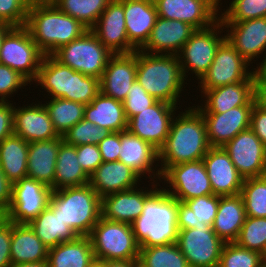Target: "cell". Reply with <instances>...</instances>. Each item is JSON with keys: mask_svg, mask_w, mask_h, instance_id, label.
I'll return each instance as SVG.
<instances>
[{"mask_svg": "<svg viewBox=\"0 0 266 267\" xmlns=\"http://www.w3.org/2000/svg\"><path fill=\"white\" fill-rule=\"evenodd\" d=\"M48 251L28 224L12 223L11 264L47 261Z\"/></svg>", "mask_w": 266, "mask_h": 267, "instance_id": "34", "label": "cell"}, {"mask_svg": "<svg viewBox=\"0 0 266 267\" xmlns=\"http://www.w3.org/2000/svg\"><path fill=\"white\" fill-rule=\"evenodd\" d=\"M136 80L156 100L176 106L180 104L185 79L177 55L137 50Z\"/></svg>", "mask_w": 266, "mask_h": 267, "instance_id": "4", "label": "cell"}, {"mask_svg": "<svg viewBox=\"0 0 266 267\" xmlns=\"http://www.w3.org/2000/svg\"><path fill=\"white\" fill-rule=\"evenodd\" d=\"M223 149L244 178L261 177L266 166V146L248 128L238 133Z\"/></svg>", "mask_w": 266, "mask_h": 267, "instance_id": "16", "label": "cell"}, {"mask_svg": "<svg viewBox=\"0 0 266 267\" xmlns=\"http://www.w3.org/2000/svg\"><path fill=\"white\" fill-rule=\"evenodd\" d=\"M161 179L169 187H163L164 190L181 202L214 195L203 160L172 165L162 174Z\"/></svg>", "mask_w": 266, "mask_h": 267, "instance_id": "11", "label": "cell"}, {"mask_svg": "<svg viewBox=\"0 0 266 267\" xmlns=\"http://www.w3.org/2000/svg\"><path fill=\"white\" fill-rule=\"evenodd\" d=\"M235 242L245 249L260 252L266 257V217L246 216Z\"/></svg>", "mask_w": 266, "mask_h": 267, "instance_id": "43", "label": "cell"}, {"mask_svg": "<svg viewBox=\"0 0 266 267\" xmlns=\"http://www.w3.org/2000/svg\"><path fill=\"white\" fill-rule=\"evenodd\" d=\"M29 3L51 2L52 0H27Z\"/></svg>", "mask_w": 266, "mask_h": 267, "instance_id": "65", "label": "cell"}, {"mask_svg": "<svg viewBox=\"0 0 266 267\" xmlns=\"http://www.w3.org/2000/svg\"><path fill=\"white\" fill-rule=\"evenodd\" d=\"M150 189L138 186L101 198V217L116 222L132 224L143 212L146 200L158 189L159 182H151ZM146 189V190H144ZM150 190V191H149Z\"/></svg>", "mask_w": 266, "mask_h": 267, "instance_id": "18", "label": "cell"}, {"mask_svg": "<svg viewBox=\"0 0 266 267\" xmlns=\"http://www.w3.org/2000/svg\"><path fill=\"white\" fill-rule=\"evenodd\" d=\"M28 225L49 249L62 242H69L79 237L74 229L64 224L58 215V209L50 202Z\"/></svg>", "mask_w": 266, "mask_h": 267, "instance_id": "32", "label": "cell"}, {"mask_svg": "<svg viewBox=\"0 0 266 267\" xmlns=\"http://www.w3.org/2000/svg\"><path fill=\"white\" fill-rule=\"evenodd\" d=\"M29 143L14 133L0 142V167L13 184L27 177Z\"/></svg>", "mask_w": 266, "mask_h": 267, "instance_id": "37", "label": "cell"}, {"mask_svg": "<svg viewBox=\"0 0 266 267\" xmlns=\"http://www.w3.org/2000/svg\"><path fill=\"white\" fill-rule=\"evenodd\" d=\"M25 27L44 55H51L88 30L81 22L60 11L52 2L30 3Z\"/></svg>", "mask_w": 266, "mask_h": 267, "instance_id": "2", "label": "cell"}, {"mask_svg": "<svg viewBox=\"0 0 266 267\" xmlns=\"http://www.w3.org/2000/svg\"><path fill=\"white\" fill-rule=\"evenodd\" d=\"M253 100L258 108L266 111V84H254Z\"/></svg>", "mask_w": 266, "mask_h": 267, "instance_id": "57", "label": "cell"}, {"mask_svg": "<svg viewBox=\"0 0 266 267\" xmlns=\"http://www.w3.org/2000/svg\"><path fill=\"white\" fill-rule=\"evenodd\" d=\"M246 218L241 194L220 196L212 229L225 243L235 242Z\"/></svg>", "mask_w": 266, "mask_h": 267, "instance_id": "30", "label": "cell"}, {"mask_svg": "<svg viewBox=\"0 0 266 267\" xmlns=\"http://www.w3.org/2000/svg\"><path fill=\"white\" fill-rule=\"evenodd\" d=\"M43 57L25 26L13 27L2 41L0 63L17 71L29 83L36 80Z\"/></svg>", "mask_w": 266, "mask_h": 267, "instance_id": "9", "label": "cell"}, {"mask_svg": "<svg viewBox=\"0 0 266 267\" xmlns=\"http://www.w3.org/2000/svg\"><path fill=\"white\" fill-rule=\"evenodd\" d=\"M62 142L61 135L51 140L29 142L27 177L49 186L52 191L54 190L55 164Z\"/></svg>", "mask_w": 266, "mask_h": 267, "instance_id": "29", "label": "cell"}, {"mask_svg": "<svg viewBox=\"0 0 266 267\" xmlns=\"http://www.w3.org/2000/svg\"><path fill=\"white\" fill-rule=\"evenodd\" d=\"M222 24L227 28L228 42L249 64L264 52L266 54V17Z\"/></svg>", "mask_w": 266, "mask_h": 267, "instance_id": "19", "label": "cell"}, {"mask_svg": "<svg viewBox=\"0 0 266 267\" xmlns=\"http://www.w3.org/2000/svg\"><path fill=\"white\" fill-rule=\"evenodd\" d=\"M137 50L129 54H113L100 78V92L123 102L136 80Z\"/></svg>", "mask_w": 266, "mask_h": 267, "instance_id": "20", "label": "cell"}, {"mask_svg": "<svg viewBox=\"0 0 266 267\" xmlns=\"http://www.w3.org/2000/svg\"><path fill=\"white\" fill-rule=\"evenodd\" d=\"M132 267H147V266L142 261L137 259L133 261Z\"/></svg>", "mask_w": 266, "mask_h": 267, "instance_id": "63", "label": "cell"}, {"mask_svg": "<svg viewBox=\"0 0 266 267\" xmlns=\"http://www.w3.org/2000/svg\"><path fill=\"white\" fill-rule=\"evenodd\" d=\"M194 31L185 22L158 16L148 40L139 50L150 54L177 55Z\"/></svg>", "mask_w": 266, "mask_h": 267, "instance_id": "24", "label": "cell"}, {"mask_svg": "<svg viewBox=\"0 0 266 267\" xmlns=\"http://www.w3.org/2000/svg\"><path fill=\"white\" fill-rule=\"evenodd\" d=\"M250 64L225 39L218 47L214 60L198 84L199 89H213L236 82L247 81L252 77Z\"/></svg>", "mask_w": 266, "mask_h": 267, "instance_id": "13", "label": "cell"}, {"mask_svg": "<svg viewBox=\"0 0 266 267\" xmlns=\"http://www.w3.org/2000/svg\"><path fill=\"white\" fill-rule=\"evenodd\" d=\"M100 93V79L71 68L70 101L89 104Z\"/></svg>", "mask_w": 266, "mask_h": 267, "instance_id": "47", "label": "cell"}, {"mask_svg": "<svg viewBox=\"0 0 266 267\" xmlns=\"http://www.w3.org/2000/svg\"><path fill=\"white\" fill-rule=\"evenodd\" d=\"M95 260H137L140 246L132 225L100 217L89 235Z\"/></svg>", "mask_w": 266, "mask_h": 267, "instance_id": "6", "label": "cell"}, {"mask_svg": "<svg viewBox=\"0 0 266 267\" xmlns=\"http://www.w3.org/2000/svg\"><path fill=\"white\" fill-rule=\"evenodd\" d=\"M250 129L266 146V111L258 108L255 104L251 113Z\"/></svg>", "mask_w": 266, "mask_h": 267, "instance_id": "55", "label": "cell"}, {"mask_svg": "<svg viewBox=\"0 0 266 267\" xmlns=\"http://www.w3.org/2000/svg\"><path fill=\"white\" fill-rule=\"evenodd\" d=\"M84 119L101 126L108 132H122L127 130L128 120L123 102L103 95L101 92L85 105Z\"/></svg>", "mask_w": 266, "mask_h": 267, "instance_id": "31", "label": "cell"}, {"mask_svg": "<svg viewBox=\"0 0 266 267\" xmlns=\"http://www.w3.org/2000/svg\"><path fill=\"white\" fill-rule=\"evenodd\" d=\"M253 76L247 81L236 82L213 89H201L204 104L197 105L200 113H224L234 107L254 106Z\"/></svg>", "mask_w": 266, "mask_h": 267, "instance_id": "26", "label": "cell"}, {"mask_svg": "<svg viewBox=\"0 0 266 267\" xmlns=\"http://www.w3.org/2000/svg\"><path fill=\"white\" fill-rule=\"evenodd\" d=\"M50 98L70 100L71 68L57 61L52 55H44L34 81Z\"/></svg>", "mask_w": 266, "mask_h": 267, "instance_id": "36", "label": "cell"}, {"mask_svg": "<svg viewBox=\"0 0 266 267\" xmlns=\"http://www.w3.org/2000/svg\"><path fill=\"white\" fill-rule=\"evenodd\" d=\"M109 132L91 121L82 119L63 134V141L69 145L79 146L83 144L100 143Z\"/></svg>", "mask_w": 266, "mask_h": 267, "instance_id": "46", "label": "cell"}, {"mask_svg": "<svg viewBox=\"0 0 266 267\" xmlns=\"http://www.w3.org/2000/svg\"><path fill=\"white\" fill-rule=\"evenodd\" d=\"M12 186L13 184L7 179L0 167V209L5 213H7L11 203Z\"/></svg>", "mask_w": 266, "mask_h": 267, "instance_id": "56", "label": "cell"}, {"mask_svg": "<svg viewBox=\"0 0 266 267\" xmlns=\"http://www.w3.org/2000/svg\"><path fill=\"white\" fill-rule=\"evenodd\" d=\"M6 219V213L0 209V223Z\"/></svg>", "mask_w": 266, "mask_h": 267, "instance_id": "64", "label": "cell"}, {"mask_svg": "<svg viewBox=\"0 0 266 267\" xmlns=\"http://www.w3.org/2000/svg\"><path fill=\"white\" fill-rule=\"evenodd\" d=\"M56 132L63 136L71 127L84 119L85 104L62 98H51L44 104Z\"/></svg>", "mask_w": 266, "mask_h": 267, "instance_id": "39", "label": "cell"}, {"mask_svg": "<svg viewBox=\"0 0 266 267\" xmlns=\"http://www.w3.org/2000/svg\"><path fill=\"white\" fill-rule=\"evenodd\" d=\"M52 189L29 177L13 183L12 198L6 218L16 224H29L47 206Z\"/></svg>", "mask_w": 266, "mask_h": 267, "instance_id": "12", "label": "cell"}, {"mask_svg": "<svg viewBox=\"0 0 266 267\" xmlns=\"http://www.w3.org/2000/svg\"><path fill=\"white\" fill-rule=\"evenodd\" d=\"M13 28V26L8 25L2 21H0V50H1V44L5 37V35Z\"/></svg>", "mask_w": 266, "mask_h": 267, "instance_id": "61", "label": "cell"}, {"mask_svg": "<svg viewBox=\"0 0 266 267\" xmlns=\"http://www.w3.org/2000/svg\"><path fill=\"white\" fill-rule=\"evenodd\" d=\"M203 161L214 195L228 196L241 193L244 178L236 170L223 147H210Z\"/></svg>", "mask_w": 266, "mask_h": 267, "instance_id": "22", "label": "cell"}, {"mask_svg": "<svg viewBox=\"0 0 266 267\" xmlns=\"http://www.w3.org/2000/svg\"><path fill=\"white\" fill-rule=\"evenodd\" d=\"M263 176L265 177V179H266V166H265V171H264V174H263Z\"/></svg>", "mask_w": 266, "mask_h": 267, "instance_id": "67", "label": "cell"}, {"mask_svg": "<svg viewBox=\"0 0 266 267\" xmlns=\"http://www.w3.org/2000/svg\"><path fill=\"white\" fill-rule=\"evenodd\" d=\"M140 181L141 177L120 161L102 162L89 176V185L101 198L136 188Z\"/></svg>", "mask_w": 266, "mask_h": 267, "instance_id": "27", "label": "cell"}, {"mask_svg": "<svg viewBox=\"0 0 266 267\" xmlns=\"http://www.w3.org/2000/svg\"><path fill=\"white\" fill-rule=\"evenodd\" d=\"M111 0H52L62 12L91 29Z\"/></svg>", "mask_w": 266, "mask_h": 267, "instance_id": "40", "label": "cell"}, {"mask_svg": "<svg viewBox=\"0 0 266 267\" xmlns=\"http://www.w3.org/2000/svg\"><path fill=\"white\" fill-rule=\"evenodd\" d=\"M27 0H0V21L13 27H23L27 22Z\"/></svg>", "mask_w": 266, "mask_h": 267, "instance_id": "48", "label": "cell"}, {"mask_svg": "<svg viewBox=\"0 0 266 267\" xmlns=\"http://www.w3.org/2000/svg\"><path fill=\"white\" fill-rule=\"evenodd\" d=\"M179 113L174 116L168 137L159 149L158 166L162 174L172 165L203 160L210 148L206 124L196 106Z\"/></svg>", "mask_w": 266, "mask_h": 267, "instance_id": "1", "label": "cell"}, {"mask_svg": "<svg viewBox=\"0 0 266 267\" xmlns=\"http://www.w3.org/2000/svg\"><path fill=\"white\" fill-rule=\"evenodd\" d=\"M118 161L123 162L142 178L145 177V174H148L149 177L147 178H152L153 176V180L151 179L150 181L157 182L159 180L162 182L161 170L155 171L157 166L154 164L156 161L159 164V151L150 143L130 133L128 130L120 132Z\"/></svg>", "mask_w": 266, "mask_h": 267, "instance_id": "21", "label": "cell"}, {"mask_svg": "<svg viewBox=\"0 0 266 267\" xmlns=\"http://www.w3.org/2000/svg\"><path fill=\"white\" fill-rule=\"evenodd\" d=\"M176 244L190 267H218L225 242L212 226L202 222L192 229L178 230Z\"/></svg>", "mask_w": 266, "mask_h": 267, "instance_id": "10", "label": "cell"}, {"mask_svg": "<svg viewBox=\"0 0 266 267\" xmlns=\"http://www.w3.org/2000/svg\"><path fill=\"white\" fill-rule=\"evenodd\" d=\"M90 267H106V261L95 260Z\"/></svg>", "mask_w": 266, "mask_h": 267, "instance_id": "62", "label": "cell"}, {"mask_svg": "<svg viewBox=\"0 0 266 267\" xmlns=\"http://www.w3.org/2000/svg\"><path fill=\"white\" fill-rule=\"evenodd\" d=\"M223 29L225 28L219 19L210 27L196 29L191 34L190 39L177 54L185 80L188 71L194 73L198 81L208 71L218 47L226 39L225 34L221 35Z\"/></svg>", "mask_w": 266, "mask_h": 267, "instance_id": "8", "label": "cell"}, {"mask_svg": "<svg viewBox=\"0 0 266 267\" xmlns=\"http://www.w3.org/2000/svg\"><path fill=\"white\" fill-rule=\"evenodd\" d=\"M139 260L147 267H190L176 243L140 247Z\"/></svg>", "mask_w": 266, "mask_h": 267, "instance_id": "41", "label": "cell"}, {"mask_svg": "<svg viewBox=\"0 0 266 267\" xmlns=\"http://www.w3.org/2000/svg\"><path fill=\"white\" fill-rule=\"evenodd\" d=\"M78 163L84 172L90 176L103 162L98 145L83 144L76 146Z\"/></svg>", "mask_w": 266, "mask_h": 267, "instance_id": "51", "label": "cell"}, {"mask_svg": "<svg viewBox=\"0 0 266 267\" xmlns=\"http://www.w3.org/2000/svg\"><path fill=\"white\" fill-rule=\"evenodd\" d=\"M131 225L140 247L176 243L177 199L163 187L158 188L146 200L142 214Z\"/></svg>", "mask_w": 266, "mask_h": 267, "instance_id": "3", "label": "cell"}, {"mask_svg": "<svg viewBox=\"0 0 266 267\" xmlns=\"http://www.w3.org/2000/svg\"><path fill=\"white\" fill-rule=\"evenodd\" d=\"M124 17L129 42L139 50L148 40L158 17L153 0H124Z\"/></svg>", "mask_w": 266, "mask_h": 267, "instance_id": "28", "label": "cell"}, {"mask_svg": "<svg viewBox=\"0 0 266 267\" xmlns=\"http://www.w3.org/2000/svg\"><path fill=\"white\" fill-rule=\"evenodd\" d=\"M49 202L79 236H89L101 217V197L89 184L53 190Z\"/></svg>", "mask_w": 266, "mask_h": 267, "instance_id": "5", "label": "cell"}, {"mask_svg": "<svg viewBox=\"0 0 266 267\" xmlns=\"http://www.w3.org/2000/svg\"><path fill=\"white\" fill-rule=\"evenodd\" d=\"M97 145L102 155L103 162L119 160L120 132H109Z\"/></svg>", "mask_w": 266, "mask_h": 267, "instance_id": "52", "label": "cell"}, {"mask_svg": "<svg viewBox=\"0 0 266 267\" xmlns=\"http://www.w3.org/2000/svg\"><path fill=\"white\" fill-rule=\"evenodd\" d=\"M95 261L91 239L79 236L77 239L62 242L48 251V267H90Z\"/></svg>", "mask_w": 266, "mask_h": 267, "instance_id": "35", "label": "cell"}, {"mask_svg": "<svg viewBox=\"0 0 266 267\" xmlns=\"http://www.w3.org/2000/svg\"><path fill=\"white\" fill-rule=\"evenodd\" d=\"M221 0H153L158 16L205 29L219 20Z\"/></svg>", "mask_w": 266, "mask_h": 267, "instance_id": "15", "label": "cell"}, {"mask_svg": "<svg viewBox=\"0 0 266 267\" xmlns=\"http://www.w3.org/2000/svg\"><path fill=\"white\" fill-rule=\"evenodd\" d=\"M134 260H108L106 267H132Z\"/></svg>", "mask_w": 266, "mask_h": 267, "instance_id": "59", "label": "cell"}, {"mask_svg": "<svg viewBox=\"0 0 266 267\" xmlns=\"http://www.w3.org/2000/svg\"><path fill=\"white\" fill-rule=\"evenodd\" d=\"M124 16V0H111L90 29L112 54H129L137 50L128 40Z\"/></svg>", "mask_w": 266, "mask_h": 267, "instance_id": "17", "label": "cell"}, {"mask_svg": "<svg viewBox=\"0 0 266 267\" xmlns=\"http://www.w3.org/2000/svg\"><path fill=\"white\" fill-rule=\"evenodd\" d=\"M14 134L26 142H37L54 139L60 136L51 121L44 104H29L17 107L13 111Z\"/></svg>", "mask_w": 266, "mask_h": 267, "instance_id": "25", "label": "cell"}, {"mask_svg": "<svg viewBox=\"0 0 266 267\" xmlns=\"http://www.w3.org/2000/svg\"><path fill=\"white\" fill-rule=\"evenodd\" d=\"M263 58L261 64H257V67L252 69L254 84H266V54H263Z\"/></svg>", "mask_w": 266, "mask_h": 267, "instance_id": "58", "label": "cell"}, {"mask_svg": "<svg viewBox=\"0 0 266 267\" xmlns=\"http://www.w3.org/2000/svg\"><path fill=\"white\" fill-rule=\"evenodd\" d=\"M10 267H48L47 261L12 264Z\"/></svg>", "mask_w": 266, "mask_h": 267, "instance_id": "60", "label": "cell"}, {"mask_svg": "<svg viewBox=\"0 0 266 267\" xmlns=\"http://www.w3.org/2000/svg\"><path fill=\"white\" fill-rule=\"evenodd\" d=\"M156 101L157 100L150 96L138 81L135 80L128 90L127 98L123 101L127 120L147 109V107L152 106Z\"/></svg>", "mask_w": 266, "mask_h": 267, "instance_id": "49", "label": "cell"}, {"mask_svg": "<svg viewBox=\"0 0 266 267\" xmlns=\"http://www.w3.org/2000/svg\"><path fill=\"white\" fill-rule=\"evenodd\" d=\"M219 199V195H204L184 202L177 200L178 230L192 229L202 222L213 226Z\"/></svg>", "mask_w": 266, "mask_h": 267, "instance_id": "33", "label": "cell"}, {"mask_svg": "<svg viewBox=\"0 0 266 267\" xmlns=\"http://www.w3.org/2000/svg\"><path fill=\"white\" fill-rule=\"evenodd\" d=\"M253 106H239L224 113H201L210 147H223L238 133L250 128Z\"/></svg>", "mask_w": 266, "mask_h": 267, "instance_id": "23", "label": "cell"}, {"mask_svg": "<svg viewBox=\"0 0 266 267\" xmlns=\"http://www.w3.org/2000/svg\"><path fill=\"white\" fill-rule=\"evenodd\" d=\"M221 22H241L266 17V0H232L224 13H220Z\"/></svg>", "mask_w": 266, "mask_h": 267, "instance_id": "45", "label": "cell"}, {"mask_svg": "<svg viewBox=\"0 0 266 267\" xmlns=\"http://www.w3.org/2000/svg\"><path fill=\"white\" fill-rule=\"evenodd\" d=\"M265 256L236 242L225 243L218 267H261Z\"/></svg>", "mask_w": 266, "mask_h": 267, "instance_id": "44", "label": "cell"}, {"mask_svg": "<svg viewBox=\"0 0 266 267\" xmlns=\"http://www.w3.org/2000/svg\"><path fill=\"white\" fill-rule=\"evenodd\" d=\"M12 239V222L7 218L0 223V267H10V245Z\"/></svg>", "mask_w": 266, "mask_h": 267, "instance_id": "53", "label": "cell"}, {"mask_svg": "<svg viewBox=\"0 0 266 267\" xmlns=\"http://www.w3.org/2000/svg\"><path fill=\"white\" fill-rule=\"evenodd\" d=\"M51 55L75 71L100 79L113 54L88 29L81 37L62 45Z\"/></svg>", "mask_w": 266, "mask_h": 267, "instance_id": "7", "label": "cell"}, {"mask_svg": "<svg viewBox=\"0 0 266 267\" xmlns=\"http://www.w3.org/2000/svg\"><path fill=\"white\" fill-rule=\"evenodd\" d=\"M241 196L246 216L266 217V179L264 176L244 179Z\"/></svg>", "mask_w": 266, "mask_h": 267, "instance_id": "42", "label": "cell"}, {"mask_svg": "<svg viewBox=\"0 0 266 267\" xmlns=\"http://www.w3.org/2000/svg\"><path fill=\"white\" fill-rule=\"evenodd\" d=\"M10 102H0V142L14 133V104Z\"/></svg>", "mask_w": 266, "mask_h": 267, "instance_id": "54", "label": "cell"}, {"mask_svg": "<svg viewBox=\"0 0 266 267\" xmlns=\"http://www.w3.org/2000/svg\"><path fill=\"white\" fill-rule=\"evenodd\" d=\"M261 267H266V257L264 258Z\"/></svg>", "mask_w": 266, "mask_h": 267, "instance_id": "66", "label": "cell"}, {"mask_svg": "<svg viewBox=\"0 0 266 267\" xmlns=\"http://www.w3.org/2000/svg\"><path fill=\"white\" fill-rule=\"evenodd\" d=\"M28 84L31 85L17 71L0 63V102H9L7 98L15 92L17 94L19 89H22L26 85L28 86Z\"/></svg>", "mask_w": 266, "mask_h": 267, "instance_id": "50", "label": "cell"}, {"mask_svg": "<svg viewBox=\"0 0 266 267\" xmlns=\"http://www.w3.org/2000/svg\"><path fill=\"white\" fill-rule=\"evenodd\" d=\"M177 107L157 100L152 106L130 118L127 130L147 141L159 151L168 137L173 117L177 113L175 111L181 108Z\"/></svg>", "mask_w": 266, "mask_h": 267, "instance_id": "14", "label": "cell"}, {"mask_svg": "<svg viewBox=\"0 0 266 267\" xmlns=\"http://www.w3.org/2000/svg\"><path fill=\"white\" fill-rule=\"evenodd\" d=\"M89 184V176L78 163L76 146L64 141L59 146L55 164L54 190Z\"/></svg>", "mask_w": 266, "mask_h": 267, "instance_id": "38", "label": "cell"}]
</instances>
